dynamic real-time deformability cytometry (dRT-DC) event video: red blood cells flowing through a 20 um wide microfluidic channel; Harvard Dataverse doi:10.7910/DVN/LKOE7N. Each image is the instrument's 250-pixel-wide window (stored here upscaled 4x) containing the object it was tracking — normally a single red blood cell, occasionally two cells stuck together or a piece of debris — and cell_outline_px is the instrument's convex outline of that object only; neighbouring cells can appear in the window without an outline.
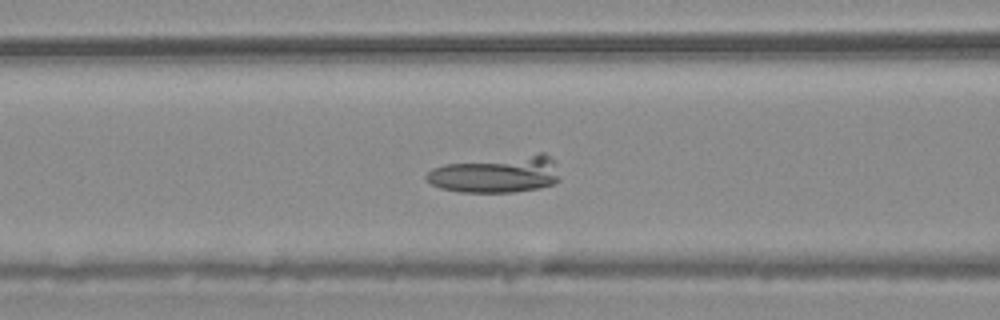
{"species": "common noctule bat (a hibernating species)", "species_latin": "Nyctalus noctula", "temperature_condition": "warm", "stored_images_in_passage": 58, "camera_frame_rate_fps": 3000, "um_per_image_px": 0.085, "animal": {"sex": "male", "body_mass_g": 20.4}, "frame": {"image": 1, "passage_image": 25, "time_ms": 8.0, "image_size_px": [1000, 320], "cell_outline_px": [[560, 180], [552, 184], [540, 188], [512, 192], [460, 192], [440, 188], [432, 184], [424, 176], [432, 168], [444, 164], [540, 152], [544, 152], [556, 160]], "centroid_in_image_um": [42.25, 14.79], "position_along_channel_um": 124.3, "area_um2": 29.07}}
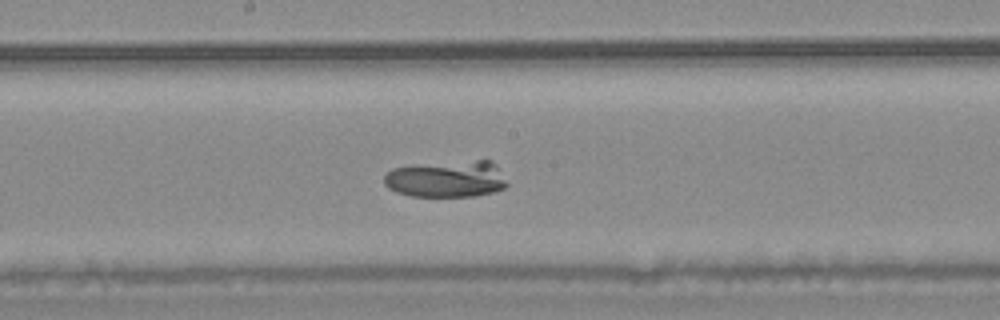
{"frame": {"image": 2, "passage_image": 32, "time_ms": 10.333, "image_size_px": [1000, 320], "cell_outline_px": [[508, 184], [504, 188], [492, 192], [476, 196], [412, 196], [396, 192], [388, 188], [384, 184], [384, 176], [392, 168], [476, 160], [492, 160], [496, 164]], "centroid_in_image_um": [37.99, 15.23], "position_along_channel_um": 210.2, "area_um2": 25.95}}
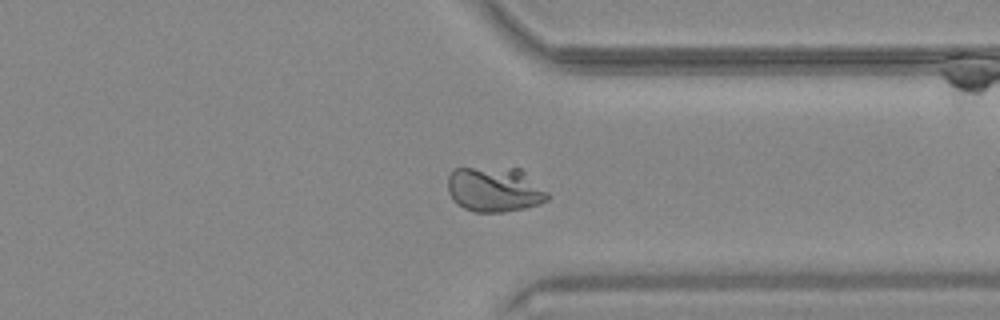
{"frame": {"image": 3, "passage_image": 45, "time_ms": 14.667, "image_size_px": [1000, 320], "cell_outline_px": [[548, 200], [540, 204], [524, 208], [504, 212], [476, 212], [464, 208], [456, 204], [452, 200], [448, 192], [448, 176], [456, 168], [520, 168], [548, 192]], "centroid_in_image_um": [42.04, 16.11], "position_along_channel_um": 369.4, "area_um2": 26.3}}